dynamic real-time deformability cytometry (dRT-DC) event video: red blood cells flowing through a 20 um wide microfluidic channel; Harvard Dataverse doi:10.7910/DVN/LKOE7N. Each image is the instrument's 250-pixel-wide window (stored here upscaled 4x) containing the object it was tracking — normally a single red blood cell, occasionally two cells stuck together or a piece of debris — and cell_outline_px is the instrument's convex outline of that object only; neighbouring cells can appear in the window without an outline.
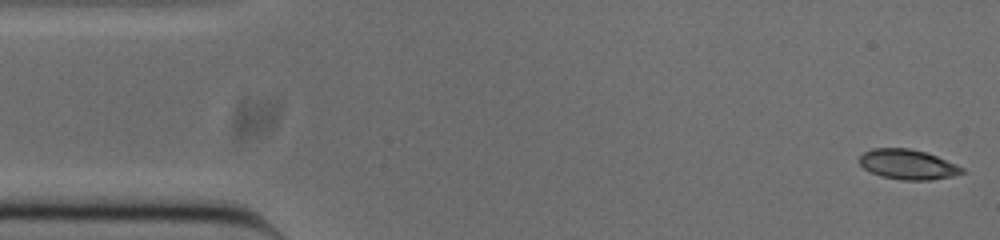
{"species": "common noctule bat (a hibernating species)", "species_latin": "Nyctalus noctula", "temperature_condition": "cold", "stored_images_in_passage": 51, "camera_frame_rate_fps": 3000, "um_per_image_px": 0.085, "animal": {"sex": "male", "body_mass_g": 20.0, "forearm_length_mm": 53.3}, "frame": {"image": 1, "passage_image": 1, "time_ms": 0.0, "image_size_px": [1000, 240], "cell_outline_px": [[964, 172], [952, 176], [928, 180], [900, 180], [880, 176], [864, 168], [860, 164], [860, 156], [864, 152], [872, 148], [908, 148], [924, 152], [936, 156], [956, 164], [964, 168]], "centroid_in_image_um": [77.15, 13.98], "position_along_channel_um": 7.9, "area_um2": 17.74}}
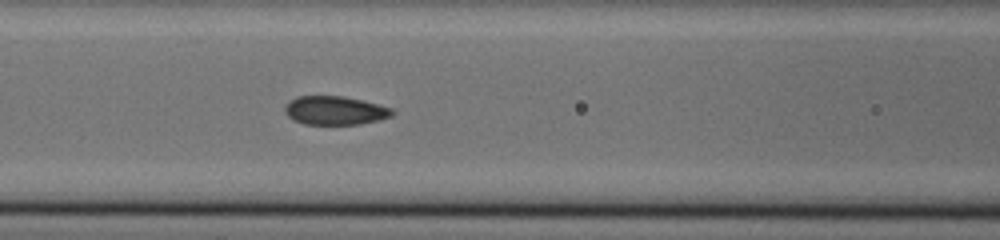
{"frame": {"image": 2, "passage_image": 20, "time_ms": 6.333, "image_size_px": [1000, 240], "cell_outline_px": [[396, 112], [392, 116], [380, 120], [360, 124], [304, 124], [292, 120], [284, 112], [284, 108], [296, 96], [344, 96], [392, 108]], "centroid_in_image_um": [28.49, 9.4], "position_along_channel_um": 138.1, "area_um2": 17.92}}
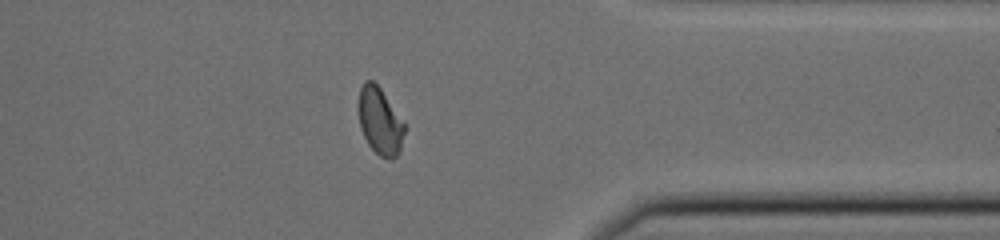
{"frame": {"image": 3, "passage_image": 40, "time_ms": 13.0, "image_size_px": [1000, 240], "cell_outline_px": [[404, 132], [400, 152], [392, 160], [388, 160], [380, 156], [368, 144], [360, 128], [356, 108], [360, 88], [364, 80], [372, 80], [380, 88], [404, 124]], "centroid_in_image_um": [32.24, 10.3], "position_along_channel_um": 379.2, "area_um2": 18.03}, "authors_computed_cell_mechanics": {"area_um2": 18.2648, "velocity_mm_per_s": 3.8542, "shape_relaxation_time_tau1_ms": null, "shape_relaxation_time_tau2_ms": 0.9056, "deformation_change_tau1": null, "deformation_change_tau2": 0.0562}}